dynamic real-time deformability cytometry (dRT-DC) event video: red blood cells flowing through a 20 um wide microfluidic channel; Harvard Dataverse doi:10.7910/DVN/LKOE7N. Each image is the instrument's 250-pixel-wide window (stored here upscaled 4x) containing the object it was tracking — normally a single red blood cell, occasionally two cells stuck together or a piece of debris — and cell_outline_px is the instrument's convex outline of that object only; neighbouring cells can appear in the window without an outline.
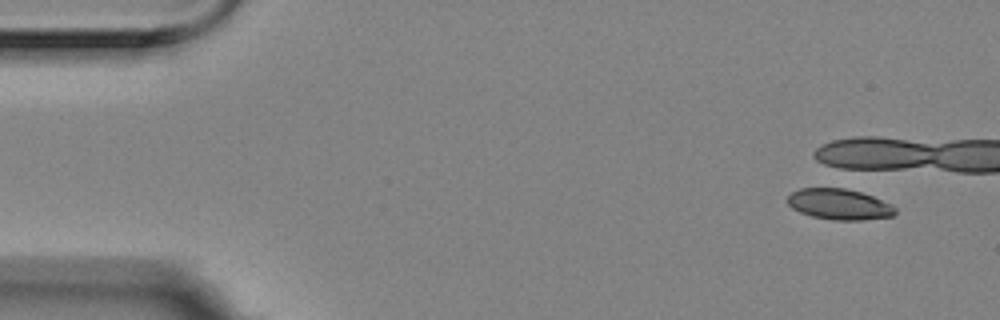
{"species": "Egyptian fruit bat (a non-hibernating species)", "species_latin": "Rousettus aegyptiacus", "temperature_condition": "room temperature", "stored_images_in_passage": 1, "camera_frame_rate_fps": 3000, "um_per_image_px": 0.085, "animal": {"sex": "female"}, "frame": {"image": 1, "passage_image": 1, "time_ms": 0.0, "image_size_px": [1000, 320], "cell_outline_px": [[896, 212], [892, 216], [864, 220], [832, 220], [812, 216], [800, 212], [792, 208], [788, 204], [788, 196], [792, 192], [800, 188], [844, 188], [860, 192], [872, 196], [892, 204], [896, 208]], "centroid_in_image_um": [71.34, 17.36], "position_along_channel_um": 13.7, "area_um2": 19.31}}